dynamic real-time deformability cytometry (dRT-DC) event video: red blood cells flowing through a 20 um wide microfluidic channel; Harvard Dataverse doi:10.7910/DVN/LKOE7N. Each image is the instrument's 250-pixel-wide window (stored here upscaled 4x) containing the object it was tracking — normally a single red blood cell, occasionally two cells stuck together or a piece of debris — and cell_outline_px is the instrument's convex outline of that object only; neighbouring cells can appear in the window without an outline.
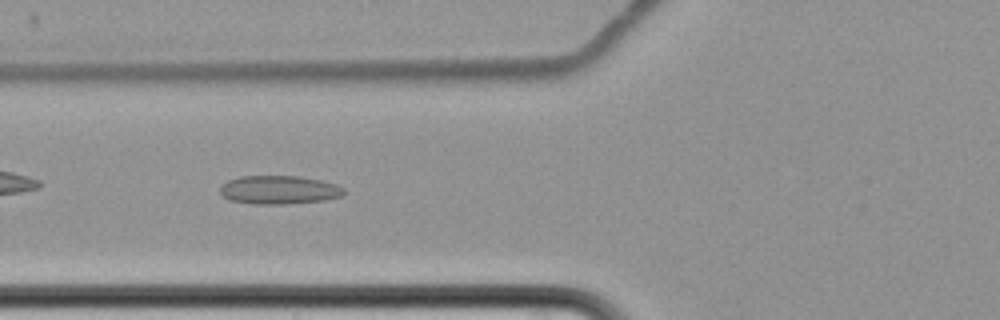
{"species": "common noctule bat (a hibernating species)", "species_latin": "Nyctalus noctula", "temperature_condition": "cold", "stored_images_in_passage": 13, "camera_frame_rate_fps": 3000, "um_per_image_px": 0.085, "animal": {"sex": "female", "body_mass_g": 22.7, "forearm_length_mm": 54.2}, "frame": {"image": 1, "passage_image": 4, "time_ms": 4.667, "image_size_px": [1000, 320], "cell_outline_px": [[344, 192], [340, 196], [324, 200], [284, 204], [252, 204], [232, 200], [224, 196], [220, 192], [220, 188], [228, 180], [240, 176], [300, 176], [320, 180], [336, 184], [344, 188]], "centroid_in_image_um": [23.72, 16.13], "position_along_channel_um": 102.1, "area_um2": 20.4}}
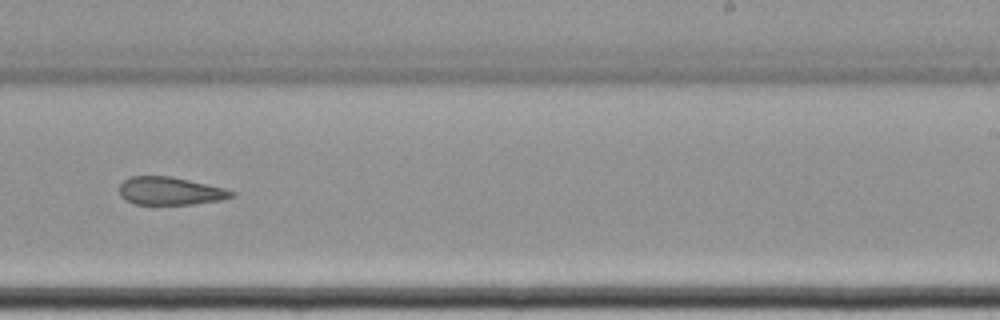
{"frame": {"image": 2, "passage_image": 8, "time_ms": 9.667, "image_size_px": [1000, 320], "cell_outline_px": [[236, 192], [232, 196], [220, 200], [192, 204], [132, 204], [124, 200], [120, 196], [120, 184], [128, 176], [172, 176], [224, 188]], "centroid_in_image_um": [14.41, 16.23], "position_along_channel_um": 274.6, "area_um2": 18.26}}
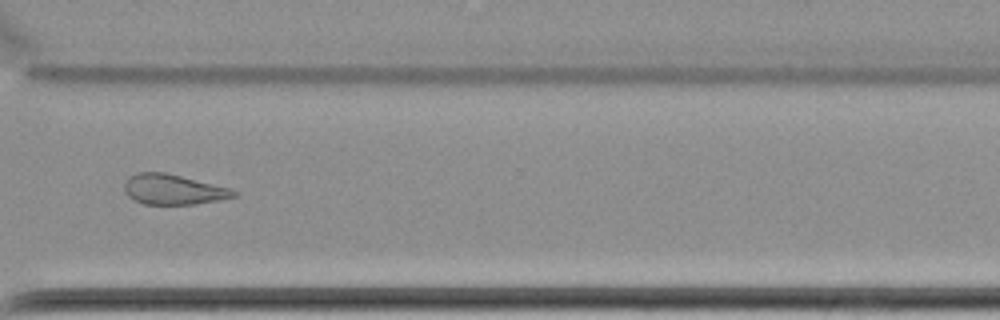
{"frame": {"image": 3, "passage_image": 10, "time_ms": 12.0, "image_size_px": [1000, 320], "cell_outline_px": [[240, 192], [236, 196], [196, 204], [144, 204], [132, 200], [124, 192], [124, 180], [128, 176], [136, 172], [164, 172], [228, 188]], "centroid_in_image_um": [14.64, 16.1], "position_along_channel_um": 356.0, "area_um2": 19.19}, "authors_computed_cell_mechanics": {"area_um2": 20.1722, "velocity_mm_per_s": 3.4576, "shape_relaxation_time_tau1_ms": null, "shape_relaxation_time_tau2_ms": 3.7145, "deformation_change_tau1": null, "deformation_change_tau2": 0.1027}}